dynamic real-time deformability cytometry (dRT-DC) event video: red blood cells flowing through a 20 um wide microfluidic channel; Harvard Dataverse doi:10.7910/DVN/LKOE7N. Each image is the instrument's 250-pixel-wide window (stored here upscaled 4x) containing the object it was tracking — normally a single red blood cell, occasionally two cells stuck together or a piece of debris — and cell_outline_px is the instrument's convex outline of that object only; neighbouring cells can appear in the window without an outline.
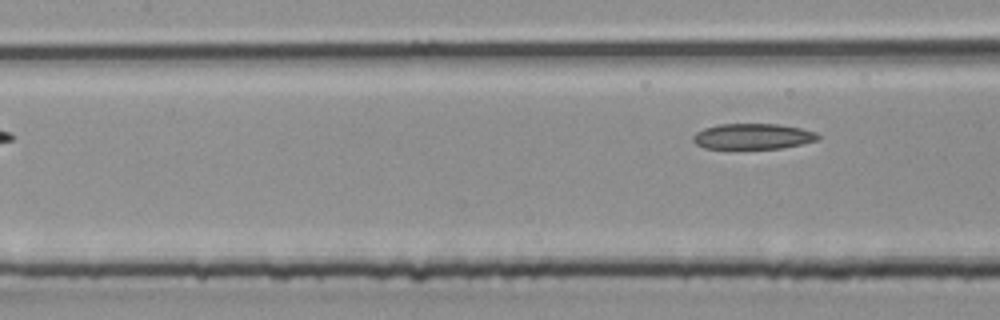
{"species": "common noctule bat (a hibernating species)", "species_latin": "Nyctalus noctula", "temperature_condition": "room temperature", "stored_images_in_passage": 5, "camera_frame_rate_fps": 3000, "um_per_image_px": 0.085, "animal": {"sex": "male", "body_mass_g": 20.4}, "frame": {"image": 1, "passage_image": 5, "time_ms": 1.333, "image_size_px": [1000, 320], "cell_outline_px": [[820, 140], [780, 148], [704, 148], [696, 144], [692, 140], [692, 136], [696, 132], [704, 128], [716, 124], [780, 124], [800, 128], [816, 132], [820, 136]], "centroid_in_image_um": [63.98, 11.58], "position_along_channel_um": 143.4, "area_um2": 18.67}}